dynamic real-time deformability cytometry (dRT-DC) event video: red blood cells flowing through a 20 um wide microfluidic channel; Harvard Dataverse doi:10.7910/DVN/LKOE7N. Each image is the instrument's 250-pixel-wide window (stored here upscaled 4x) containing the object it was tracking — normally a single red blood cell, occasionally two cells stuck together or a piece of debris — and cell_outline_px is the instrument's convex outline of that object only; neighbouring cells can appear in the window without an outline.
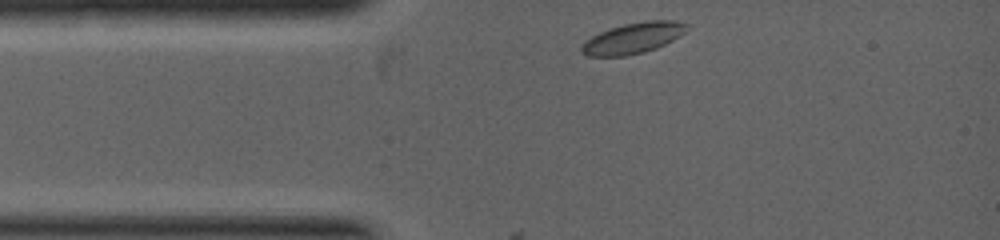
{"species": "common noctule bat (a hibernating species)", "species_latin": "Nyctalus noctula", "temperature_condition": "warm", "stored_images_in_passage": 22, "camera_frame_rate_fps": 5000, "um_per_image_px": 0.085, "animal": {"sex": "female", "body_mass_g": 19.0, "forearm_length_mm": 53.3}, "frame": {"image": 1, "passage_image": 1, "time_ms": 0.0, "image_size_px": [1000, 240], "cell_outline_px": [[688, 28], [680, 36], [656, 48], [644, 52], [624, 56], [588, 56], [580, 52], [580, 44], [584, 40], [600, 32], [624, 24], [644, 20], [676, 20], [688, 24]], "centroid_in_image_um": [53.79, 3.23], "position_along_channel_um": 31.2, "area_um2": 19.02}}
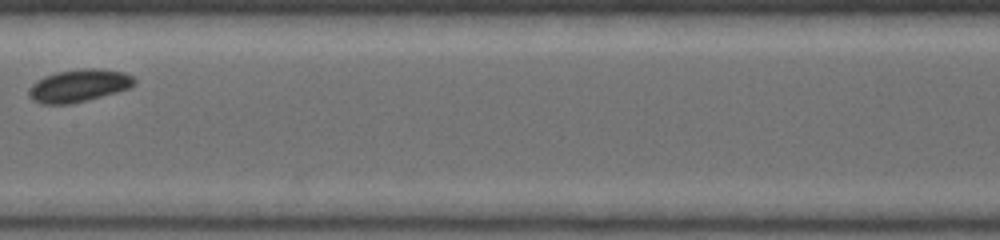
{"frame": {"image": 2, "passage_image": 16, "time_ms": 2.6, "image_size_px": [1000, 240], "cell_outline_px": [[136, 84], [128, 88], [116, 92], [88, 100], [72, 104], [40, 104], [32, 100], [28, 96], [28, 88], [32, 84], [44, 76], [56, 72], [84, 68], [100, 68], [124, 72], [132, 76], [136, 80]], "centroid_in_image_um": [6.68, 7.28], "position_along_channel_um": 200.7, "area_um2": 20.23}}
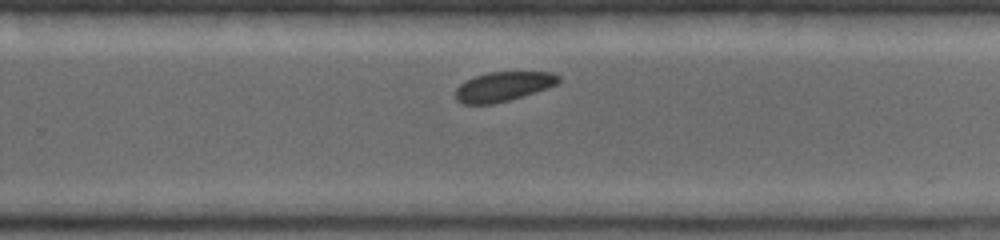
{"frame": {"image": 3, "passage_image": 21, "time_ms": 3.8, "image_size_px": [1000, 240], "cell_outline_px": [[560, 80], [556, 84], [548, 88], [536, 92], [508, 100], [492, 104], [464, 104], [456, 100], [456, 88], [460, 84], [476, 76], [488, 72], [552, 72], [560, 76]], "centroid_in_image_um": [42.79, 7.35], "position_along_channel_um": 287.0, "area_um2": 17.57}}